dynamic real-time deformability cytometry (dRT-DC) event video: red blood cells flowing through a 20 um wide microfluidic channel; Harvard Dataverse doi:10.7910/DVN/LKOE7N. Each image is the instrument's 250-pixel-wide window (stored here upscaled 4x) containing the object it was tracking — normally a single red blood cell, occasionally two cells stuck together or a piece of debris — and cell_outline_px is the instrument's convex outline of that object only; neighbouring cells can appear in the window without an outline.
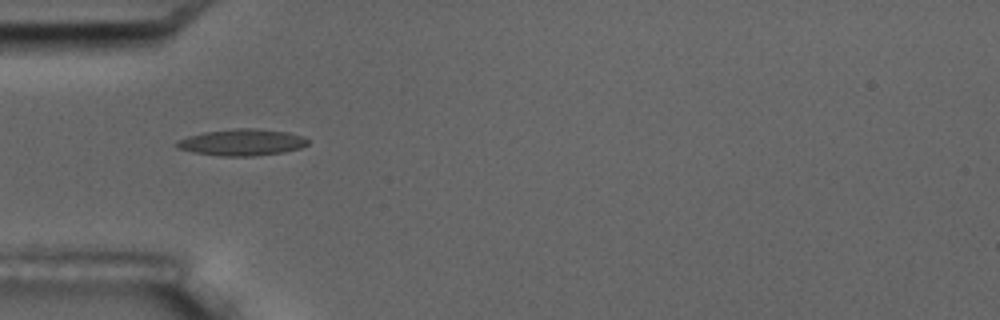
{"species": "common noctule bat (a hibernating species)", "species_latin": "Nyctalus noctula", "temperature_condition": "room temperature", "stored_images_in_passage": 4, "camera_frame_rate_fps": 3000, "um_per_image_px": 0.085, "animal": {"sex": "male", "body_mass_g": 17.5, "forearm_length_mm": 52.3}, "frame": {"image": 1, "passage_image": 1, "time_ms": 0.0, "image_size_px": [1000, 320], "cell_outline_px": [[308, 144], [300, 148], [284, 152], [256, 156], [220, 156], [192, 152], [176, 148], [176, 140], [188, 136], [204, 132], [236, 128], [252, 128], [288, 132], [300, 136], [308, 140]], "centroid_in_image_um": [20.52, 12.1], "position_along_channel_um": 64.5, "area_um2": 20.29}}
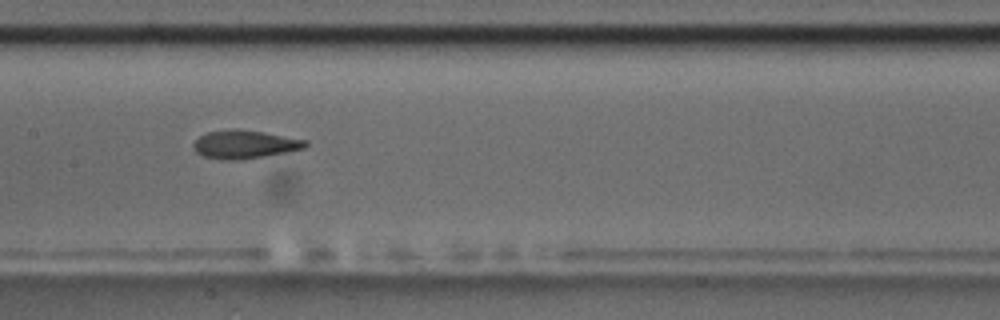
{"frame": {"image": 2, "passage_image": 4, "time_ms": 3.333, "image_size_px": [1000, 320], "cell_outline_px": [[308, 144], [304, 148], [288, 152], [240, 160], [220, 160], [204, 156], [196, 152], [192, 148], [192, 144], [200, 136], [208, 132], [232, 128], [236, 128], [264, 132], [308, 140]], "centroid_in_image_um": [20.79, 12.27], "position_along_channel_um": 186.6, "area_um2": 18.67}}